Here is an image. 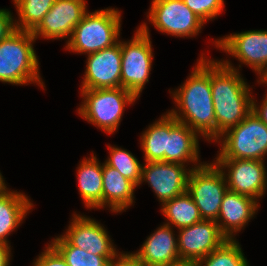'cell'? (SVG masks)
Wrapping results in <instances>:
<instances>
[{"label":"cell","mask_w":267,"mask_h":266,"mask_svg":"<svg viewBox=\"0 0 267 266\" xmlns=\"http://www.w3.org/2000/svg\"><path fill=\"white\" fill-rule=\"evenodd\" d=\"M180 87L173 93L179 114L175 109L169 113L207 140L218 142L210 84V60L201 57L187 81Z\"/></svg>","instance_id":"1"},{"label":"cell","mask_w":267,"mask_h":266,"mask_svg":"<svg viewBox=\"0 0 267 266\" xmlns=\"http://www.w3.org/2000/svg\"><path fill=\"white\" fill-rule=\"evenodd\" d=\"M229 61L210 60V84L217 140L252 111L250 88Z\"/></svg>","instance_id":"2"},{"label":"cell","mask_w":267,"mask_h":266,"mask_svg":"<svg viewBox=\"0 0 267 266\" xmlns=\"http://www.w3.org/2000/svg\"><path fill=\"white\" fill-rule=\"evenodd\" d=\"M36 38L29 31L16 29L0 41V81L16 85L36 82L44 87L39 76V63L32 43Z\"/></svg>","instance_id":"3"},{"label":"cell","mask_w":267,"mask_h":266,"mask_svg":"<svg viewBox=\"0 0 267 266\" xmlns=\"http://www.w3.org/2000/svg\"><path fill=\"white\" fill-rule=\"evenodd\" d=\"M120 18V12L112 8L87 12L73 29L66 49L91 54L112 47L119 42Z\"/></svg>","instance_id":"4"},{"label":"cell","mask_w":267,"mask_h":266,"mask_svg":"<svg viewBox=\"0 0 267 266\" xmlns=\"http://www.w3.org/2000/svg\"><path fill=\"white\" fill-rule=\"evenodd\" d=\"M81 94L85 100L79 114L110 134L117 130L125 105L132 104L137 98L122 87L81 89Z\"/></svg>","instance_id":"5"},{"label":"cell","mask_w":267,"mask_h":266,"mask_svg":"<svg viewBox=\"0 0 267 266\" xmlns=\"http://www.w3.org/2000/svg\"><path fill=\"white\" fill-rule=\"evenodd\" d=\"M221 136V151L216 159L264 161L267 153V126L251 111L238 125Z\"/></svg>","instance_id":"6"},{"label":"cell","mask_w":267,"mask_h":266,"mask_svg":"<svg viewBox=\"0 0 267 266\" xmlns=\"http://www.w3.org/2000/svg\"><path fill=\"white\" fill-rule=\"evenodd\" d=\"M226 185L223 170L215 163H199L190 169L187 192L193 198L202 219L217 220L223 197L228 190Z\"/></svg>","instance_id":"7"},{"label":"cell","mask_w":267,"mask_h":266,"mask_svg":"<svg viewBox=\"0 0 267 266\" xmlns=\"http://www.w3.org/2000/svg\"><path fill=\"white\" fill-rule=\"evenodd\" d=\"M146 24H142L130 42H120L121 87L137 98L149 80L153 61L152 45Z\"/></svg>","instance_id":"8"},{"label":"cell","mask_w":267,"mask_h":266,"mask_svg":"<svg viewBox=\"0 0 267 266\" xmlns=\"http://www.w3.org/2000/svg\"><path fill=\"white\" fill-rule=\"evenodd\" d=\"M151 4L148 17L160 32L189 37L198 34L204 25L183 0H153Z\"/></svg>","instance_id":"9"},{"label":"cell","mask_w":267,"mask_h":266,"mask_svg":"<svg viewBox=\"0 0 267 266\" xmlns=\"http://www.w3.org/2000/svg\"><path fill=\"white\" fill-rule=\"evenodd\" d=\"M223 171L228 190L248 196L254 200L265 194L267 176L264 161L253 159H216L215 163ZM230 168V169H229ZM228 178V179H227Z\"/></svg>","instance_id":"10"},{"label":"cell","mask_w":267,"mask_h":266,"mask_svg":"<svg viewBox=\"0 0 267 266\" xmlns=\"http://www.w3.org/2000/svg\"><path fill=\"white\" fill-rule=\"evenodd\" d=\"M179 230L177 241L181 261L197 262L228 240L214 220L202 219Z\"/></svg>","instance_id":"11"},{"label":"cell","mask_w":267,"mask_h":266,"mask_svg":"<svg viewBox=\"0 0 267 266\" xmlns=\"http://www.w3.org/2000/svg\"><path fill=\"white\" fill-rule=\"evenodd\" d=\"M183 164L165 161L146 162L142 166L141 180L147 181L159 200L165 202L187 191L190 170Z\"/></svg>","instance_id":"12"},{"label":"cell","mask_w":267,"mask_h":266,"mask_svg":"<svg viewBox=\"0 0 267 266\" xmlns=\"http://www.w3.org/2000/svg\"><path fill=\"white\" fill-rule=\"evenodd\" d=\"M122 57L120 42L112 47L88 54L81 89L121 87Z\"/></svg>","instance_id":"13"},{"label":"cell","mask_w":267,"mask_h":266,"mask_svg":"<svg viewBox=\"0 0 267 266\" xmlns=\"http://www.w3.org/2000/svg\"><path fill=\"white\" fill-rule=\"evenodd\" d=\"M216 47L252 67L259 75L267 68V31L235 33L217 40Z\"/></svg>","instance_id":"14"},{"label":"cell","mask_w":267,"mask_h":266,"mask_svg":"<svg viewBox=\"0 0 267 266\" xmlns=\"http://www.w3.org/2000/svg\"><path fill=\"white\" fill-rule=\"evenodd\" d=\"M86 13L85 0H56L31 33L35 38L40 35L47 39L71 37L73 29Z\"/></svg>","instance_id":"15"},{"label":"cell","mask_w":267,"mask_h":266,"mask_svg":"<svg viewBox=\"0 0 267 266\" xmlns=\"http://www.w3.org/2000/svg\"><path fill=\"white\" fill-rule=\"evenodd\" d=\"M63 237L72 245L93 255L117 256L106 230L101 224L88 217L74 215Z\"/></svg>","instance_id":"16"},{"label":"cell","mask_w":267,"mask_h":266,"mask_svg":"<svg viewBox=\"0 0 267 266\" xmlns=\"http://www.w3.org/2000/svg\"><path fill=\"white\" fill-rule=\"evenodd\" d=\"M257 207L256 200L227 190L216 220L222 234L227 239L233 240V233L240 231L248 223L255 214Z\"/></svg>","instance_id":"17"},{"label":"cell","mask_w":267,"mask_h":266,"mask_svg":"<svg viewBox=\"0 0 267 266\" xmlns=\"http://www.w3.org/2000/svg\"><path fill=\"white\" fill-rule=\"evenodd\" d=\"M178 239L173 236L169 223L159 227L135 254L146 266H169L180 260Z\"/></svg>","instance_id":"18"},{"label":"cell","mask_w":267,"mask_h":266,"mask_svg":"<svg viewBox=\"0 0 267 266\" xmlns=\"http://www.w3.org/2000/svg\"><path fill=\"white\" fill-rule=\"evenodd\" d=\"M198 133L170 114V134L167 136V162L185 164L198 161Z\"/></svg>","instance_id":"19"},{"label":"cell","mask_w":267,"mask_h":266,"mask_svg":"<svg viewBox=\"0 0 267 266\" xmlns=\"http://www.w3.org/2000/svg\"><path fill=\"white\" fill-rule=\"evenodd\" d=\"M103 207L108 204L112 212H121L133 203V192L137 187L123 177L114 167L103 164Z\"/></svg>","instance_id":"20"},{"label":"cell","mask_w":267,"mask_h":266,"mask_svg":"<svg viewBox=\"0 0 267 266\" xmlns=\"http://www.w3.org/2000/svg\"><path fill=\"white\" fill-rule=\"evenodd\" d=\"M89 159V160H88ZM84 159L79 165V192L87 208L103 207V164L94 156Z\"/></svg>","instance_id":"21"},{"label":"cell","mask_w":267,"mask_h":266,"mask_svg":"<svg viewBox=\"0 0 267 266\" xmlns=\"http://www.w3.org/2000/svg\"><path fill=\"white\" fill-rule=\"evenodd\" d=\"M32 206L22 193L7 189L0 193V244L8 245L7 236L20 225Z\"/></svg>","instance_id":"22"},{"label":"cell","mask_w":267,"mask_h":266,"mask_svg":"<svg viewBox=\"0 0 267 266\" xmlns=\"http://www.w3.org/2000/svg\"><path fill=\"white\" fill-rule=\"evenodd\" d=\"M170 134V113L150 125L141 137L145 161L167 162V136Z\"/></svg>","instance_id":"23"},{"label":"cell","mask_w":267,"mask_h":266,"mask_svg":"<svg viewBox=\"0 0 267 266\" xmlns=\"http://www.w3.org/2000/svg\"><path fill=\"white\" fill-rule=\"evenodd\" d=\"M162 207L161 211L170 224L178 229L189 227L202 220L198 207L187 191L165 202Z\"/></svg>","instance_id":"24"},{"label":"cell","mask_w":267,"mask_h":266,"mask_svg":"<svg viewBox=\"0 0 267 266\" xmlns=\"http://www.w3.org/2000/svg\"><path fill=\"white\" fill-rule=\"evenodd\" d=\"M51 245L61 254L69 266H109L116 256L93 255L72 246L62 235L53 239Z\"/></svg>","instance_id":"25"},{"label":"cell","mask_w":267,"mask_h":266,"mask_svg":"<svg viewBox=\"0 0 267 266\" xmlns=\"http://www.w3.org/2000/svg\"><path fill=\"white\" fill-rule=\"evenodd\" d=\"M56 0H14L19 21L16 29L32 32L48 13Z\"/></svg>","instance_id":"26"},{"label":"cell","mask_w":267,"mask_h":266,"mask_svg":"<svg viewBox=\"0 0 267 266\" xmlns=\"http://www.w3.org/2000/svg\"><path fill=\"white\" fill-rule=\"evenodd\" d=\"M204 262V263H203ZM249 266L236 240H226L220 247L203 259L196 266Z\"/></svg>","instance_id":"27"},{"label":"cell","mask_w":267,"mask_h":266,"mask_svg":"<svg viewBox=\"0 0 267 266\" xmlns=\"http://www.w3.org/2000/svg\"><path fill=\"white\" fill-rule=\"evenodd\" d=\"M108 148L110 150V157L105 162L118 170L123 177L138 186L141 180L142 165L136 157L125 149L111 146H108Z\"/></svg>","instance_id":"28"},{"label":"cell","mask_w":267,"mask_h":266,"mask_svg":"<svg viewBox=\"0 0 267 266\" xmlns=\"http://www.w3.org/2000/svg\"><path fill=\"white\" fill-rule=\"evenodd\" d=\"M204 23L215 18L223 9V0H183Z\"/></svg>","instance_id":"29"},{"label":"cell","mask_w":267,"mask_h":266,"mask_svg":"<svg viewBox=\"0 0 267 266\" xmlns=\"http://www.w3.org/2000/svg\"><path fill=\"white\" fill-rule=\"evenodd\" d=\"M34 262V266H69L61 254L50 244Z\"/></svg>","instance_id":"30"},{"label":"cell","mask_w":267,"mask_h":266,"mask_svg":"<svg viewBox=\"0 0 267 266\" xmlns=\"http://www.w3.org/2000/svg\"><path fill=\"white\" fill-rule=\"evenodd\" d=\"M14 19L11 13L5 9H0V41L8 37L16 30Z\"/></svg>","instance_id":"31"},{"label":"cell","mask_w":267,"mask_h":266,"mask_svg":"<svg viewBox=\"0 0 267 266\" xmlns=\"http://www.w3.org/2000/svg\"><path fill=\"white\" fill-rule=\"evenodd\" d=\"M117 255L116 260H112L109 266H146L135 254ZM118 258V259H117Z\"/></svg>","instance_id":"32"},{"label":"cell","mask_w":267,"mask_h":266,"mask_svg":"<svg viewBox=\"0 0 267 266\" xmlns=\"http://www.w3.org/2000/svg\"><path fill=\"white\" fill-rule=\"evenodd\" d=\"M252 112L267 126V95L259 108L256 106L254 100H252Z\"/></svg>","instance_id":"33"},{"label":"cell","mask_w":267,"mask_h":266,"mask_svg":"<svg viewBox=\"0 0 267 266\" xmlns=\"http://www.w3.org/2000/svg\"><path fill=\"white\" fill-rule=\"evenodd\" d=\"M10 246L0 244V266H8L10 260Z\"/></svg>","instance_id":"34"},{"label":"cell","mask_w":267,"mask_h":266,"mask_svg":"<svg viewBox=\"0 0 267 266\" xmlns=\"http://www.w3.org/2000/svg\"><path fill=\"white\" fill-rule=\"evenodd\" d=\"M169 266H196V262L193 261H179Z\"/></svg>","instance_id":"35"},{"label":"cell","mask_w":267,"mask_h":266,"mask_svg":"<svg viewBox=\"0 0 267 266\" xmlns=\"http://www.w3.org/2000/svg\"><path fill=\"white\" fill-rule=\"evenodd\" d=\"M259 78L262 83H267V68L262 72Z\"/></svg>","instance_id":"36"},{"label":"cell","mask_w":267,"mask_h":266,"mask_svg":"<svg viewBox=\"0 0 267 266\" xmlns=\"http://www.w3.org/2000/svg\"><path fill=\"white\" fill-rule=\"evenodd\" d=\"M6 189H8V188H6L5 182H4V180L2 178V175L0 173V193H2L3 191H5Z\"/></svg>","instance_id":"37"}]
</instances>
